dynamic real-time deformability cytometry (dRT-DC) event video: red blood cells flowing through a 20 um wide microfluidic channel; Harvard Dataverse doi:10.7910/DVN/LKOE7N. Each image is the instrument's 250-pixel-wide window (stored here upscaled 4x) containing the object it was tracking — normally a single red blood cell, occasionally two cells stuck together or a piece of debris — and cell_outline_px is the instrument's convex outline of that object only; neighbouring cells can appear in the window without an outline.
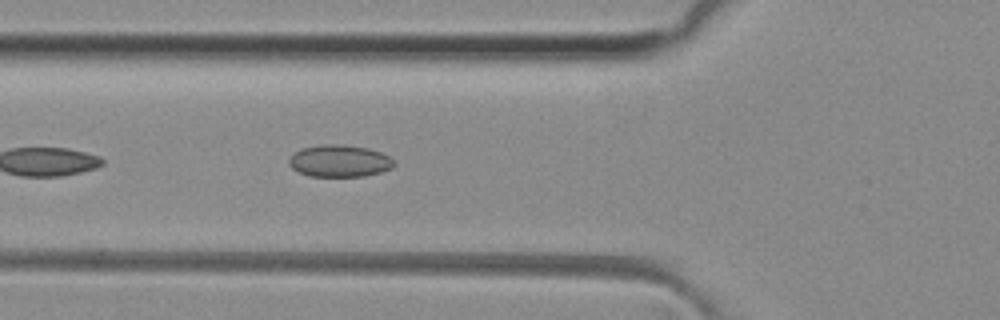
{"species": "common noctule bat (a hibernating species)", "species_latin": "Nyctalus noctula", "temperature_condition": "room temperature", "stored_images_in_passage": 11, "camera_frame_rate_fps": 3000, "um_per_image_px": 0.085, "animal": {"sex": "female", "body_mass_g": 29.2, "forearm_length_mm": 56.3}, "frame": {"image": 1, "passage_image": 5, "time_ms": 1.333, "image_size_px": [1000, 320], "cell_outline_px": [[396, 164], [392, 168], [380, 172], [364, 176], [308, 176], [292, 168], [288, 164], [288, 156], [300, 148], [320, 144], [340, 144], [368, 148], [380, 152], [396, 160]], "centroid_in_image_um": [28.84, 13.67], "position_along_channel_um": 97.0, "area_um2": 19.88}}
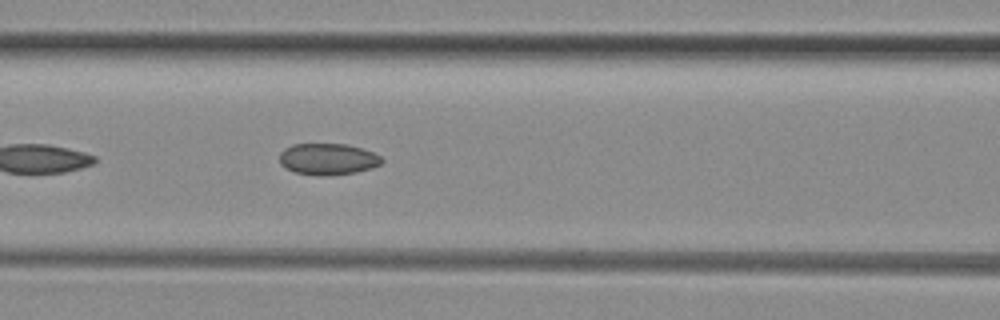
{"frame": {"image": 2, "passage_image": 8, "time_ms": 2.333, "image_size_px": [1000, 320], "cell_outline_px": [[384, 160], [380, 164], [372, 168], [356, 172], [328, 176], [320, 176], [296, 172], [280, 164], [280, 152], [284, 148], [292, 144], [348, 144], [372, 152], [380, 156]], "centroid_in_image_um": [27.87, 13.52], "position_along_channel_um": 138.7, "area_um2": 18.73}}